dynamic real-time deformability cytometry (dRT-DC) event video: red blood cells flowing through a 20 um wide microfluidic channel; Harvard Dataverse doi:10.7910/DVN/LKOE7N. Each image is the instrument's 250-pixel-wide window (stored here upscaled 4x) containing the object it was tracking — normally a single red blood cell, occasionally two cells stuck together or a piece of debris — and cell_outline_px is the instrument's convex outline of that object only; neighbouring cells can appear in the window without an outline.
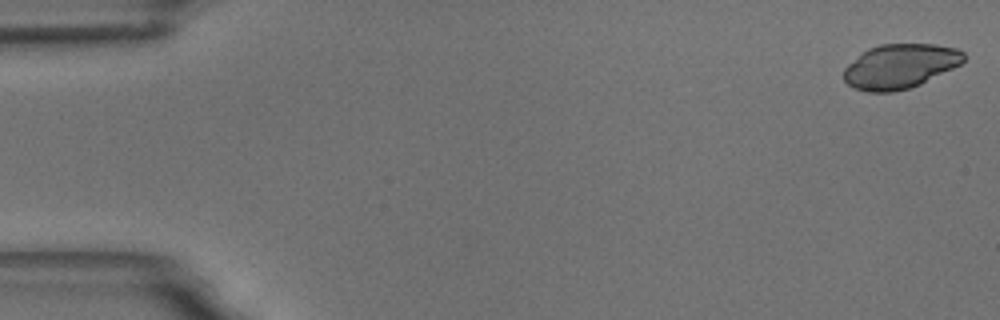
{"species": "common noctule bat (a hibernating species)", "species_latin": "Nyctalus noctula", "temperature_condition": "room temperature", "stored_images_in_passage": 10, "camera_frame_rate_fps": 3000, "um_per_image_px": 0.085, "animal": {"sex": "male", "body_mass_g": 18.8}, "frame": {"image": 1, "passage_image": 1, "time_ms": 0.0, "image_size_px": [1000, 320], "cell_outline_px": [[964, 60], [960, 64], [920, 84], [908, 88], [892, 92], [868, 92], [856, 88], [848, 84], [844, 80], [844, 68], [848, 64], [868, 48], [880, 44], [936, 44], [956, 48], [964, 52]], "centroid_in_image_um": [76.49, 5.62], "position_along_channel_um": 8.5, "area_um2": 30.81}}